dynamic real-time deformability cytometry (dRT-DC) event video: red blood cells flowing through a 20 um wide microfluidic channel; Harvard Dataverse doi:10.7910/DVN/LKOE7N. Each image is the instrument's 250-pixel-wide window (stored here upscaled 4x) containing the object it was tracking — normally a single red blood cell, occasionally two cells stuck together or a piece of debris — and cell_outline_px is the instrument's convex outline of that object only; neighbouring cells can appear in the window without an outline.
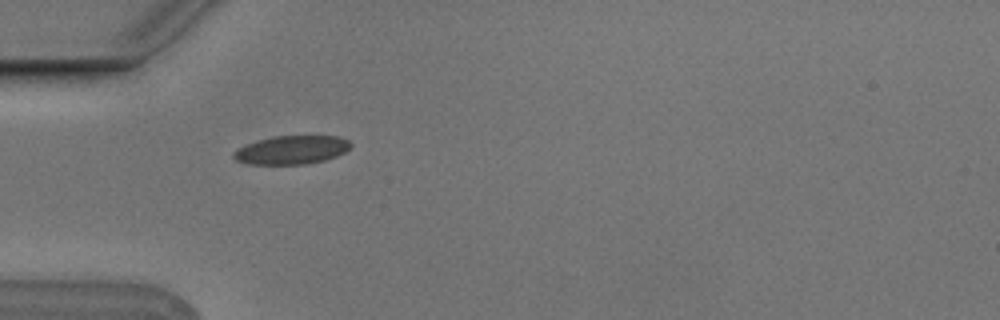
{"species": "Egyptian fruit bat (a non-hibernating species)", "species_latin": "Rousettus aegyptiacus", "temperature_condition": "cold", "stored_images_in_passage": 4, "camera_frame_rate_fps": 3000, "um_per_image_px": 0.085, "animal": {"sex": "male"}, "frame": {"image": 1, "passage_image": 2, "time_ms": 0.333, "image_size_px": [1000, 320], "cell_outline_px": [[352, 144], [344, 152], [336, 156], [324, 160], [304, 164], [248, 164], [236, 160], [232, 156], [232, 152], [248, 144], [272, 136], [336, 136], [348, 140]], "centroid_in_image_um": [24.78, 12.74], "position_along_channel_um": 60.2, "area_um2": 19.19}}
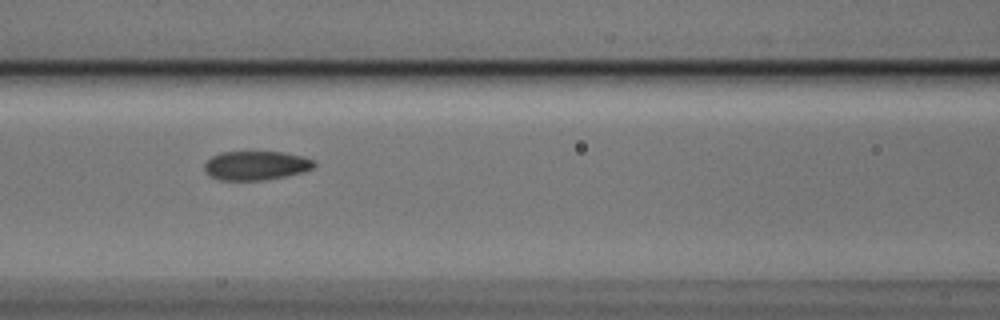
{"frame": {"image": 2, "passage_image": 4, "time_ms": 1.0, "image_size_px": [1000, 320], "cell_outline_px": [[316, 164], [312, 168], [304, 172], [264, 180], [220, 180], [212, 176], [204, 168], [204, 164], [212, 156], [220, 152], [284, 152], [300, 156], [312, 160]], "centroid_in_image_um": [21.76, 14.06], "position_along_channel_um": 144.8, "area_um2": 18.32}}